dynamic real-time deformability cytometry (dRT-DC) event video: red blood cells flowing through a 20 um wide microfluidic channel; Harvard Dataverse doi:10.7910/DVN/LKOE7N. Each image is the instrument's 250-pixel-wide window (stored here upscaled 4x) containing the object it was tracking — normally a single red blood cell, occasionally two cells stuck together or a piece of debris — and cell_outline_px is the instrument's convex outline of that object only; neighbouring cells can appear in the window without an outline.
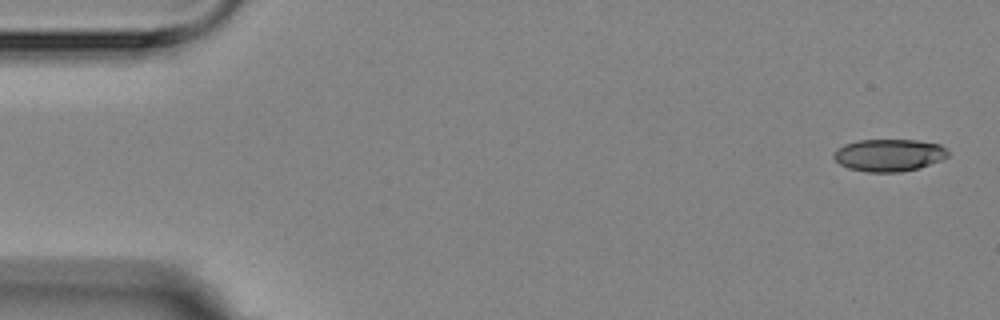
{"species": "Egyptian fruit bat (a non-hibernating species)", "species_latin": "Rousettus aegyptiacus", "temperature_condition": "room temperature", "stored_images_in_passage": 6, "segment_of_instrument_passage": [1, 2], "camera_frame_rate_fps": 3000, "um_per_image_px": 0.085, "animal": {"sex": "female"}, "frame": {"image": 1, "passage_image": 1, "time_ms": 0.0, "image_size_px": [1000, 320], "cell_outline_px": [[948, 156], [940, 160], [916, 168], [900, 172], [868, 172], [848, 168], [840, 164], [832, 156], [832, 152], [844, 144], [860, 140], [916, 140], [940, 144], [948, 152]], "centroid_in_image_um": [75.52, 13.18], "position_along_channel_um": 9.5, "area_um2": 21.33}}
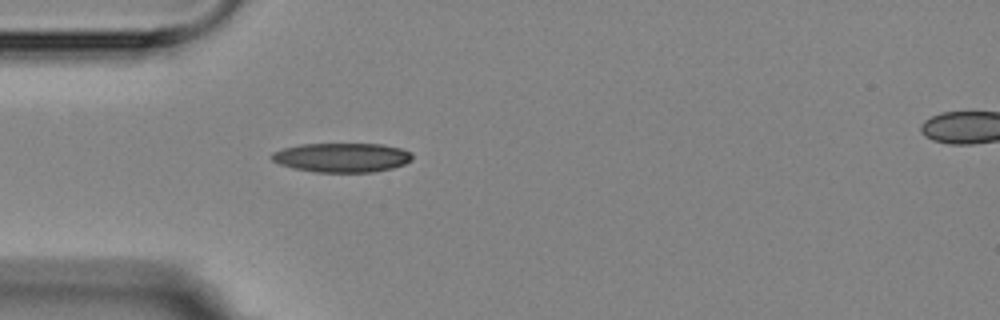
{"frame": {"image": 2, "passage_image": 5, "time_ms": 4.667, "image_size_px": [1000, 320], "cell_outline_px": [[412, 160], [404, 164], [392, 168], [372, 172], [316, 172], [292, 168], [280, 164], [272, 160], [272, 152], [284, 148], [300, 144], [384, 144], [400, 148], [412, 152]], "centroid_in_image_um": [29.08, 13.39], "position_along_channel_um": 55.9, "area_um2": 23.99}}